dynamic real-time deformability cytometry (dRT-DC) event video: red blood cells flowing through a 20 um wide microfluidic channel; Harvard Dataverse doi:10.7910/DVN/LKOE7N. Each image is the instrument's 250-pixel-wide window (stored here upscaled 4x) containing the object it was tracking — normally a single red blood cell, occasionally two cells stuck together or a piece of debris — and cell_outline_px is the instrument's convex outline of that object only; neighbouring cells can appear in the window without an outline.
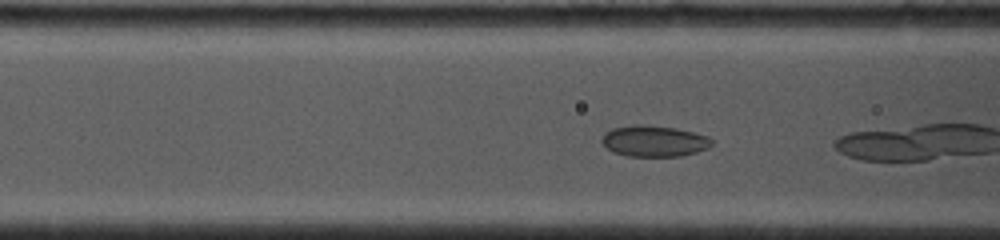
{"species": "common noctule bat (a hibernating species)", "species_latin": "Nyctalus noctula", "temperature_condition": "cold", "stored_images_in_passage": 21, "camera_frame_rate_fps": 4500, "um_per_image_px": 0.085, "animal": {"sex": "female", "body_mass_g": 19.0, "forearm_length_mm": 53.3}, "frame": {"image": 1, "passage_image": 7, "time_ms": 1.111, "image_size_px": [1000, 240], "cell_outline_px": [[712, 144], [708, 148], [696, 152], [680, 156], [628, 156], [612, 152], [600, 140], [600, 136], [604, 132], [612, 128], [632, 124], [644, 124], [676, 128], [708, 136], [712, 140]], "centroid_in_image_um": [55.55, 11.98], "position_along_channel_um": 111.0, "area_um2": 20.11}}